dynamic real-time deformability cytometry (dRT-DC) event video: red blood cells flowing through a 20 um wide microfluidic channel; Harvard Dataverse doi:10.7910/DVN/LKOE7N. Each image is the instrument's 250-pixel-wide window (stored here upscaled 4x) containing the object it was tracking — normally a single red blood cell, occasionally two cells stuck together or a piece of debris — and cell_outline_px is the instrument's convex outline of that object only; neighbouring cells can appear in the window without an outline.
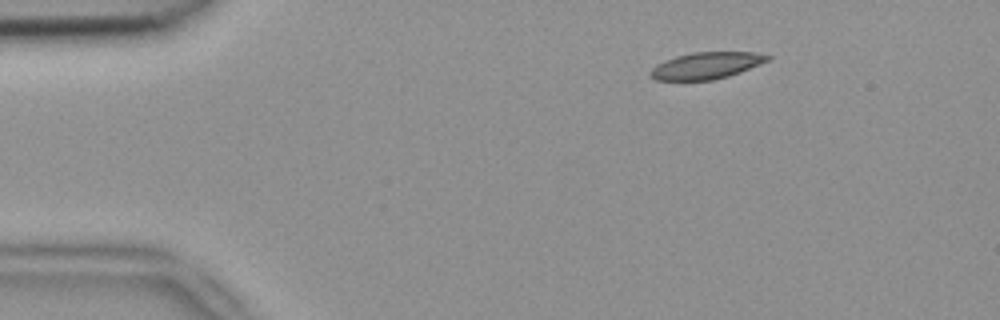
{"species": "common noctule bat (a hibernating species)", "species_latin": "Nyctalus noctula", "temperature_condition": "room temperature", "stored_images_in_passage": 5, "segment_of_instrument_passage": [1, 2], "camera_frame_rate_fps": 3000, "um_per_image_px": 0.085, "animal": {"sex": "female", "body_mass_g": 18.4}, "frame": {"image": 1, "passage_image": 2, "time_ms": 0.333, "image_size_px": [1000, 320], "cell_outline_px": [[772, 60], [740, 72], [728, 76], [712, 80], [656, 80], [648, 76], [648, 72], [656, 64], [664, 60], [676, 56], [692, 52], [756, 52], [772, 56]], "centroid_in_image_um": [60.04, 5.57], "position_along_channel_um": 25.0, "area_um2": 18.5}}